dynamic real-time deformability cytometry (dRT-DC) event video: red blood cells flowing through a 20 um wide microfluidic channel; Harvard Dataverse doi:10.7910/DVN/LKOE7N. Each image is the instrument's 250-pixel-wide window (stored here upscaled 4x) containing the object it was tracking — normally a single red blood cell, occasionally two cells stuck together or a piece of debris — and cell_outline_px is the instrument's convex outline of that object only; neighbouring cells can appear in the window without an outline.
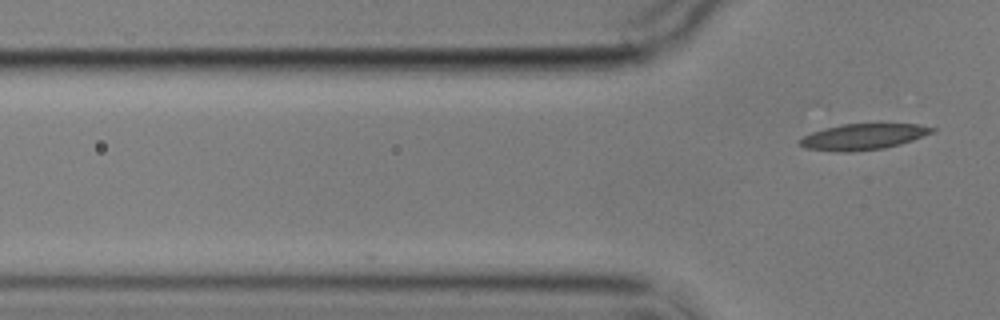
{"species": "common noctule bat (a hibernating species)", "species_latin": "Nyctalus noctula", "temperature_condition": "cold", "stored_images_in_passage": 5, "camera_frame_rate_fps": 3000, "um_per_image_px": 0.085, "animal": {"sex": "male", "body_mass_g": 17.9}, "frame": {"image": 1, "passage_image": 5, "time_ms": 4.667, "image_size_px": [1000, 320], "cell_outline_px": [[936, 128], [932, 132], [912, 140], [900, 144], [884, 148], [852, 152], [840, 152], [804, 148], [796, 140], [812, 132], [824, 128], [840, 124], [880, 120], [916, 124]], "centroid_in_image_um": [73.37, 11.56], "position_along_channel_um": 52.4, "area_um2": 21.04}}